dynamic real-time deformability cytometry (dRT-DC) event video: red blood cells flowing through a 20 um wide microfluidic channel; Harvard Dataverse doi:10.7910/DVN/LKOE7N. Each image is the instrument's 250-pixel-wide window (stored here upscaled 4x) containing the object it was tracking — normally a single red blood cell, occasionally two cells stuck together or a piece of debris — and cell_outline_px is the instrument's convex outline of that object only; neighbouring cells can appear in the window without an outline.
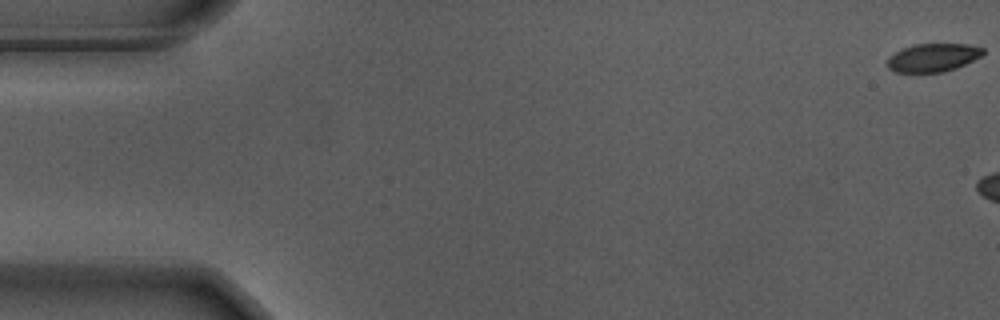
{"species": "Egyptian fruit bat (a non-hibernating species)", "species_latin": "Rousettus aegyptiacus", "temperature_condition": "warm", "stored_images_in_passage": 9, "camera_frame_rate_fps": 3000, "um_per_image_px": 0.085, "animal": {"sex": "male"}, "frame": {"image": 1, "passage_image": 1, "time_ms": 0.0, "image_size_px": [1000, 320], "cell_outline_px": [[984, 52], [980, 56], [956, 68], [944, 72], [896, 72], [888, 68], [888, 56], [904, 48], [916, 44], [968, 44], [984, 48]], "centroid_in_image_um": [79.3, 4.89], "position_along_channel_um": 5.7, "area_um2": 15.55}}